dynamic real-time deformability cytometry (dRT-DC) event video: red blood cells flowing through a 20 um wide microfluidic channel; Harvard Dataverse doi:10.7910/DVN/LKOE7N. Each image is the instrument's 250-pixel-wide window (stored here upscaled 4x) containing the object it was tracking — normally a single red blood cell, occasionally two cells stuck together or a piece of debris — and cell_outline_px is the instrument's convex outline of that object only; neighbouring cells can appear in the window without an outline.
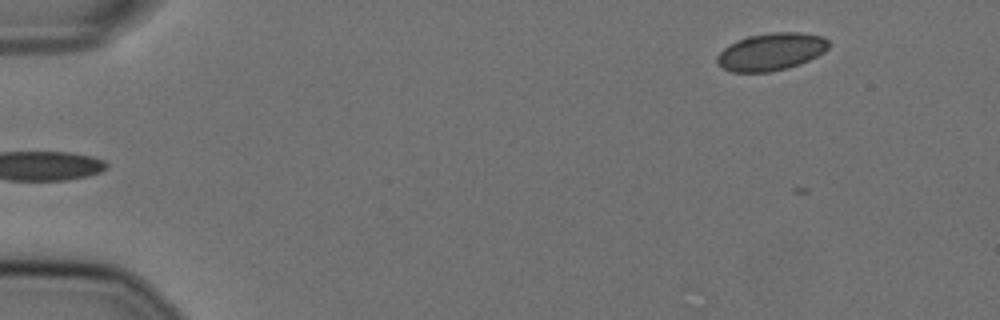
{"species": "Egyptian fruit bat (a non-hibernating species)", "species_latin": "Rousettus aegyptiacus", "temperature_condition": "cold", "stored_images_in_passage": 3, "camera_frame_rate_fps": 3000, "um_per_image_px": 0.085, "animal": {"sex": "female"}, "frame": {"image": 1, "passage_image": 2, "time_ms": 0.333, "image_size_px": [1000, 320], "cell_outline_px": [[828, 48], [824, 52], [800, 64], [788, 68], [768, 72], [732, 72], [716, 64], [716, 56], [724, 48], [748, 36], [772, 32], [800, 32], [824, 36], [828, 40]], "centroid_in_image_um": [65.55, 4.4], "position_along_channel_um": 19.4, "area_um2": 24.28}}